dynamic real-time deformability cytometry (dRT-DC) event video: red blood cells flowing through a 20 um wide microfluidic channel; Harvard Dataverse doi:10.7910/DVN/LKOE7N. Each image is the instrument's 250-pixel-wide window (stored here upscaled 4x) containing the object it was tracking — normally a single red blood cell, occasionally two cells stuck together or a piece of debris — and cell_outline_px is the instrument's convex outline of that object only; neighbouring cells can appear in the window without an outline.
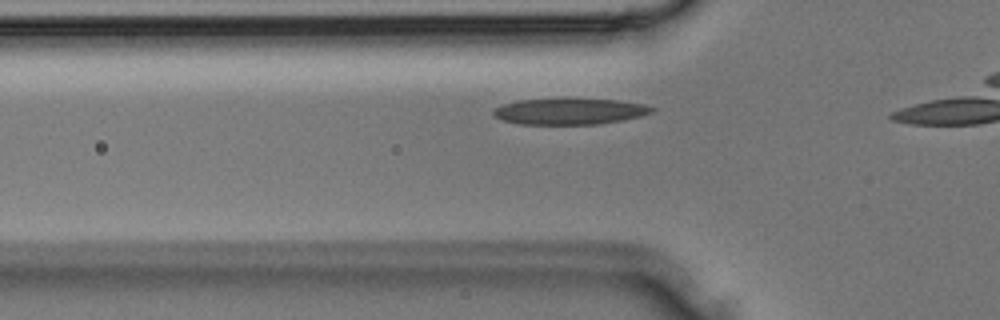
{"species": "Egyptian fruit bat (a non-hibernating species)", "species_latin": "Rousettus aegyptiacus", "temperature_condition": "room temperature", "stored_images_in_passage": 11, "camera_frame_rate_fps": 3000, "um_per_image_px": 0.085, "animal": {"sex": "male"}, "frame": {"image": 1, "passage_image": 7, "time_ms": 2.0, "image_size_px": [1000, 320], "cell_outline_px": [[656, 108], [652, 112], [640, 116], [600, 124], [516, 124], [504, 120], [496, 116], [492, 112], [496, 108], [504, 104], [520, 100], [620, 100], [644, 104]], "centroid_in_image_um": [48.45, 9.48], "position_along_channel_um": 77.3, "area_um2": 23.47}}
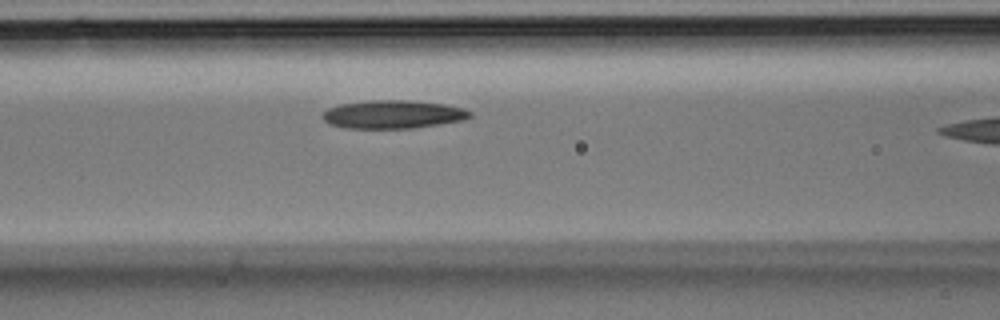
{"frame": {"image": 2, "passage_image": 10, "time_ms": 3.0, "image_size_px": [1000, 320], "cell_outline_px": [[472, 116], [464, 120], [412, 128], [348, 128], [328, 124], [324, 120], [324, 112], [328, 108], [340, 104], [368, 100], [408, 100], [444, 104], [464, 108], [472, 112]], "centroid_in_image_um": [33.42, 9.71], "position_along_channel_um": 133.2, "area_um2": 24.22}}